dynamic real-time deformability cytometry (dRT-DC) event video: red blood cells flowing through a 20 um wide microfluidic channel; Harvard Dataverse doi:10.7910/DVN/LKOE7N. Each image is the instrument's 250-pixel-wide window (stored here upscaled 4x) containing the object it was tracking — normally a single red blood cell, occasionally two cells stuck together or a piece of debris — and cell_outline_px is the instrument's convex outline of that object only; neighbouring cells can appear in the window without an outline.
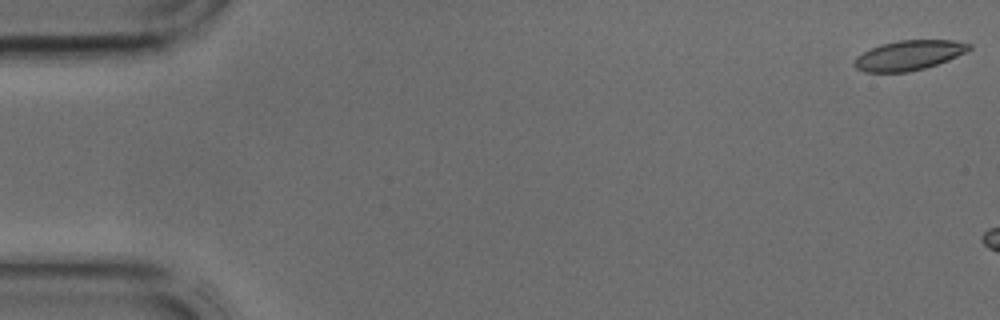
{"species": "common noctule bat (a hibernating species)", "species_latin": "Nyctalus noctula", "temperature_condition": "cold", "stored_images_in_passage": 9, "camera_frame_rate_fps": 3000, "um_per_image_px": 0.085, "animal": {"sex": "male", "body_mass_g": 17.9, "forearm_length_mm": 54.2}, "frame": {"image": 1, "passage_image": 1, "time_ms": 0.0, "image_size_px": [1000, 320], "cell_outline_px": [[972, 48], [948, 60], [924, 68], [908, 72], [864, 72], [856, 68], [852, 64], [856, 56], [880, 44], [900, 40], [956, 40], [972, 44]], "centroid_in_image_um": [77.24, 4.69], "position_along_channel_um": 7.8, "area_um2": 19.88}}